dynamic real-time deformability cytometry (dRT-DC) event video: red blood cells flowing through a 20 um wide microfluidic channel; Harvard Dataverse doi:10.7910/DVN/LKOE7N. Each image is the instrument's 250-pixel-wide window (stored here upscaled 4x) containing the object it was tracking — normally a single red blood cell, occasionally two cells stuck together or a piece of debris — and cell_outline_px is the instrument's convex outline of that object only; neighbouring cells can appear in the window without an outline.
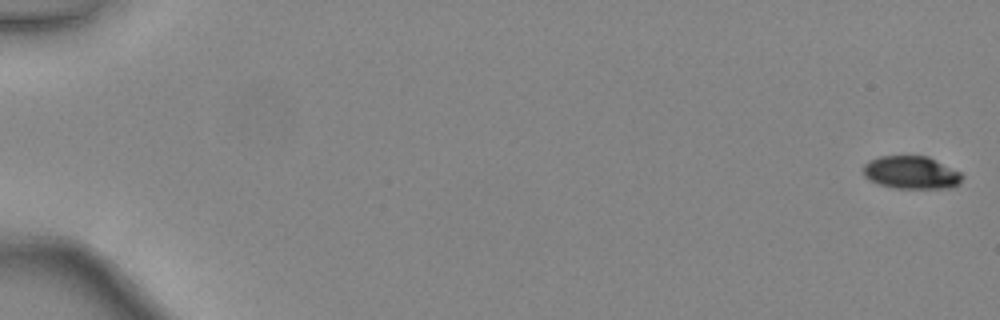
{"species": "common noctule bat (a hibernating species)", "species_latin": "Nyctalus noctula", "temperature_condition": "warm", "stored_images_in_passage": 48, "camera_frame_rate_fps": 3000, "um_per_image_px": 0.085, "animal": {"sex": "female", "body_mass_g": 24.6, "forearm_length_mm": 56.2}, "frame": {"image": 1, "passage_image": 1, "time_ms": 0.0, "image_size_px": [1000, 320], "cell_outline_px": [[964, 176], [960, 184], [948, 188], [896, 188], [880, 184], [868, 180], [864, 176], [864, 164], [868, 160], [880, 156], [928, 156], [960, 172]], "centroid_in_image_um": [77.46, 14.66], "position_along_channel_um": 7.5, "area_um2": 18.96}}
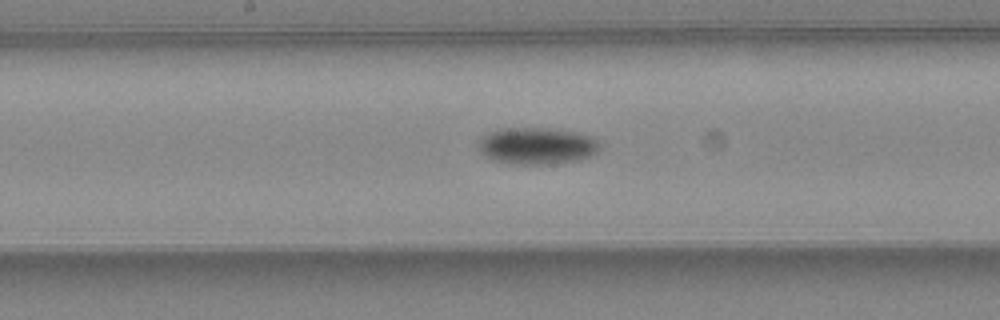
{"frame": {"image": 2, "passage_image": 27, "time_ms": 8.667, "image_size_px": [1000, 320], "cell_outline_px": [[600, 148], [596, 152], [580, 160], [552, 164], [508, 164], [492, 160], [484, 156], [476, 148], [480, 140], [484, 136], [492, 132], [504, 128], [548, 128], [576, 132], [592, 136], [600, 144]], "centroid_in_image_um": [45.62, 12.41], "position_along_channel_um": 202.6, "area_um2": 26.18}}
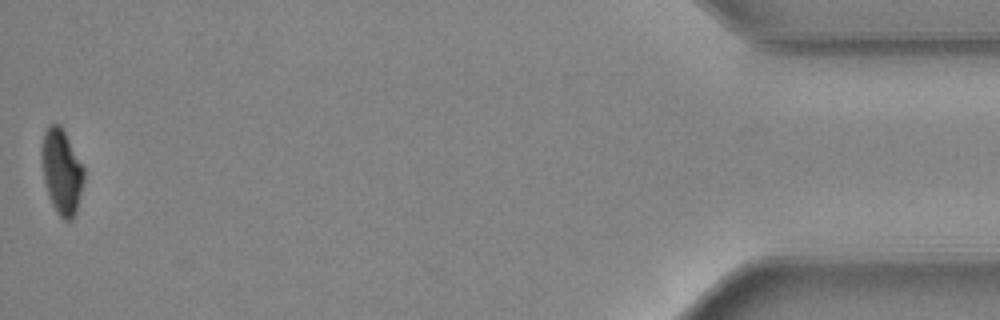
{"frame": {"image": 3, "passage_image": 48, "time_ms": 15.667, "image_size_px": [1000, 320], "cell_outline_px": [[84, 180], [76, 212], [72, 220], [64, 220], [56, 212], [52, 204], [44, 180], [44, 132], [48, 124], [60, 124], [84, 168]], "centroid_in_image_um": [5.28, 14.62], "position_along_channel_um": 429.9, "area_um2": 20.11}, "authors_computed_cell_mechanics": {"area_um2": 22.6576, "velocity_mm_per_s": 4.4598, "shape_relaxation_time_tau1_ms": 2.0445, "shape_relaxation_time_tau2_ms": null, "deformation_change_tau1": 0.1289, "deformation_change_tau2": null}}